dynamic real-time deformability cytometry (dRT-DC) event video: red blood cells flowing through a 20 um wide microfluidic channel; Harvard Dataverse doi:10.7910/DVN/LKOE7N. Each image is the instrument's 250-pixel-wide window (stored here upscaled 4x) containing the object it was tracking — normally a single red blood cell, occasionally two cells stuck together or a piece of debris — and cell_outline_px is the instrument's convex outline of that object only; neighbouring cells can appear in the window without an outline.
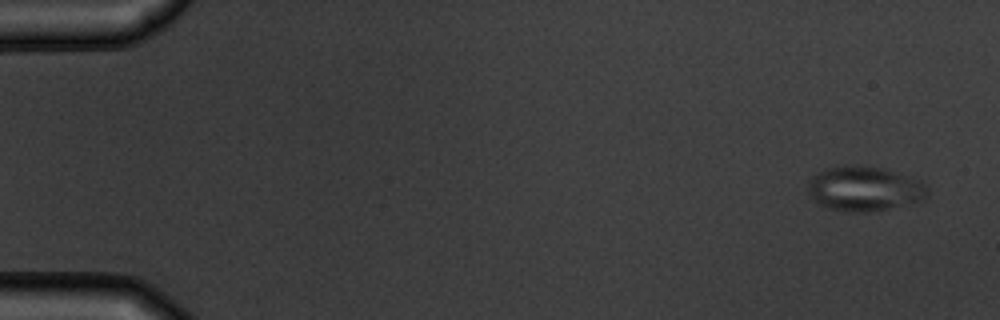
{"species": "common noctule bat (a hibernating species)", "species_latin": "Nyctalus noctula", "temperature_condition": "warm", "stored_images_in_passage": 5, "camera_frame_rate_fps": 3000, "um_per_image_px": 0.085, "animal": {"sex": "male", "body_mass_g": 19.5, "forearm_length_mm": 54.6}, "frame": {"image": 1, "passage_image": 1, "time_ms": 0.0, "image_size_px": [1000, 320], "cell_outline_px": [[928, 196], [924, 200], [864, 212], [844, 212], [828, 208], [820, 204], [808, 192], [808, 184], [812, 176], [828, 168], [844, 164], [856, 164], [884, 168], [920, 180], [928, 188]], "centroid_in_image_um": [73.47, 16.01], "position_along_channel_um": 11.5, "area_um2": 31.04}}